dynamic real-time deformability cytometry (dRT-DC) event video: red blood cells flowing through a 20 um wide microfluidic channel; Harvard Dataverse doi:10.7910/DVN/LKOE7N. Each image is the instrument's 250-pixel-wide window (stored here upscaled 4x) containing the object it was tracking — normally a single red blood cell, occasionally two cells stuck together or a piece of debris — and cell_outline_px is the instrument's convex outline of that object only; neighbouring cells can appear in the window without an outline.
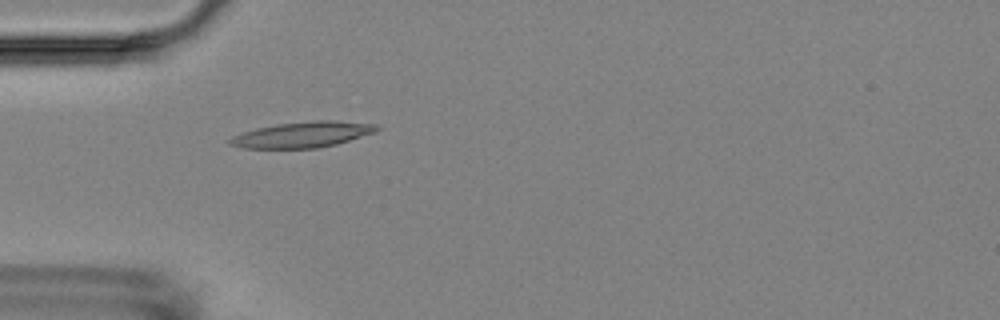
{"species": "Egyptian fruit bat (a non-hibernating species)", "species_latin": "Rousettus aegyptiacus", "temperature_condition": "room temperature", "stored_images_in_passage": 5, "camera_frame_rate_fps": 3000, "um_per_image_px": 0.085, "animal": {"sex": "female"}, "frame": {"image": 1, "passage_image": 5, "time_ms": 4.667, "image_size_px": [1000, 320], "cell_outline_px": [[380, 128], [376, 132], [336, 144], [316, 148], [244, 148], [228, 144], [228, 140], [232, 136], [256, 128], [276, 124], [312, 120], [332, 120], [376, 124]], "centroid_in_image_um": [25.72, 11.43], "position_along_channel_um": 59.3, "area_um2": 22.02}}